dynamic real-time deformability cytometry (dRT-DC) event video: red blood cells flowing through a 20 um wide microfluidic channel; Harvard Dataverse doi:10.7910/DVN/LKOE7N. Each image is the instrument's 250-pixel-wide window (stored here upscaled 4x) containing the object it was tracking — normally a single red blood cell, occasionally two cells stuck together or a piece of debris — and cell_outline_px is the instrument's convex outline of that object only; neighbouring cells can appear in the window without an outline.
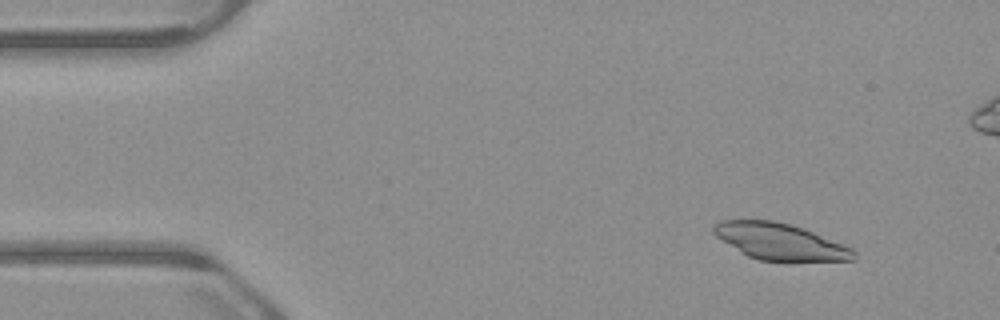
{"species": "common noctule bat (a hibernating species)", "species_latin": "Nyctalus noctula", "temperature_condition": "warm", "stored_images_in_passage": 54, "camera_frame_rate_fps": 3000, "um_per_image_px": 0.085, "animal": {"sex": "male", "body_mass_g": 23.1, "forearm_length_mm": 52.7}, "frame": {"image": 1, "passage_image": 6, "time_ms": 1.667, "image_size_px": [1000, 320], "cell_outline_px": [[856, 260], [760, 260], [748, 256], [740, 252], [716, 236], [712, 232], [712, 224], [720, 220], [772, 220], [792, 224], [804, 228], [852, 248], [856, 252]], "centroid_in_image_um": [66.27, 20.51], "position_along_channel_um": 18.7, "area_um2": 29.54}}